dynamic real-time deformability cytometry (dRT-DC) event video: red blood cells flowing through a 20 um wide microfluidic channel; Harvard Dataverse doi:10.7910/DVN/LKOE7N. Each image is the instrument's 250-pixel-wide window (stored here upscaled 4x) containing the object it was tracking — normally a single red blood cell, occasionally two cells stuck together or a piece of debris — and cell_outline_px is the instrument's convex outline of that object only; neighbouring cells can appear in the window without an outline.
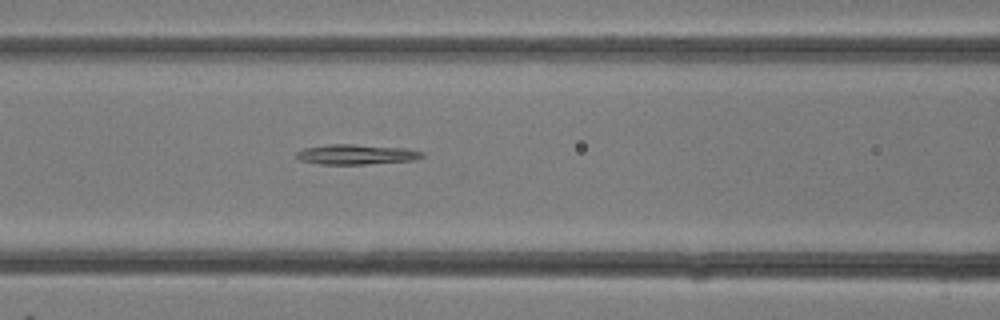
{"species": "common noctule bat (a hibernating species)", "species_latin": "Nyctalus noctula", "temperature_condition": "room temperature", "stored_images_in_passage": 8, "segment_of_instrument_passage": [1, 2], "camera_frame_rate_fps": 3000, "um_per_image_px": 0.085, "animal": {"sex": "female"}, "frame": {"image": 1, "passage_image": 5, "time_ms": 1.333, "image_size_px": [1000, 320], "cell_outline_px": [[424, 156], [412, 160], [364, 164], [320, 164], [300, 160], [296, 156], [296, 152], [304, 148], [328, 144], [352, 144], [408, 148], [424, 152]], "centroid_in_image_um": [30.28, 13.11], "position_along_channel_um": 136.3, "area_um2": 14.62}}
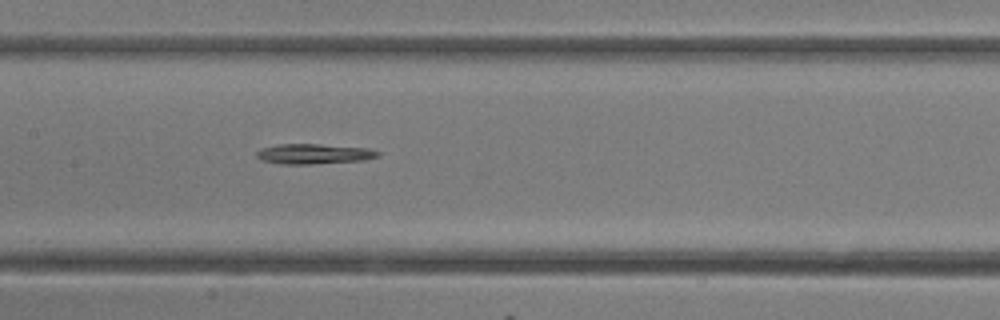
{"frame": {"image": 2, "passage_image": 7, "time_ms": 2.0, "image_size_px": [1000, 320], "cell_outline_px": [[380, 156], [364, 160], [312, 164], [280, 164], [260, 160], [256, 156], [256, 152], [260, 148], [280, 144], [320, 144], [368, 148], [380, 152]], "centroid_in_image_um": [26.66, 13.08], "position_along_channel_um": 180.7, "area_um2": 14.33}}